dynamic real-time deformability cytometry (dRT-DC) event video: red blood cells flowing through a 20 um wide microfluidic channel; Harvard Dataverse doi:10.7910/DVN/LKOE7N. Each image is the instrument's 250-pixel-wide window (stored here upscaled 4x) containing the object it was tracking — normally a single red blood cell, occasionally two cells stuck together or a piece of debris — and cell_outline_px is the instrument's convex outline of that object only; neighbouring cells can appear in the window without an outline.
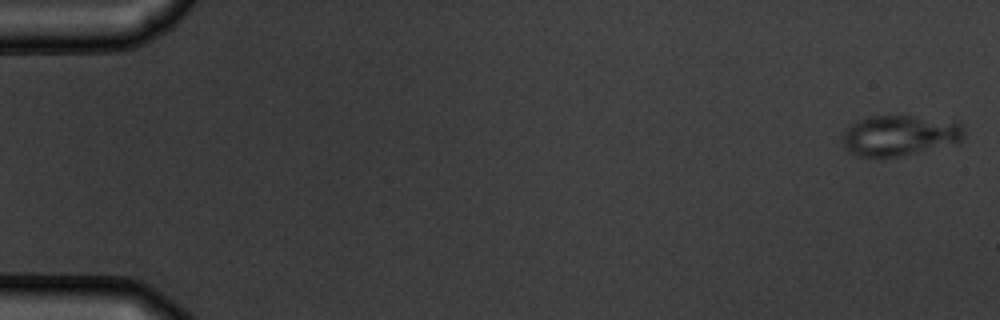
{"species": "common noctule bat (a hibernating species)", "species_latin": "Nyctalus noctula", "temperature_condition": "warm", "stored_images_in_passage": 6, "camera_frame_rate_fps": 3000, "um_per_image_px": 0.085, "animal": {"sex": "male", "body_mass_g": 19.5, "forearm_length_mm": 54.6}, "frame": {"image": 1, "passage_image": 1, "time_ms": 0.0, "image_size_px": [1000, 320], "cell_outline_px": [[964, 140], [956, 144], [896, 156], [856, 156], [848, 152], [844, 148], [844, 132], [856, 120], [868, 116], [908, 116], [960, 120], [964, 124]], "centroid_in_image_um": [76.56, 11.49], "position_along_channel_um": 8.4, "area_um2": 29.02}}
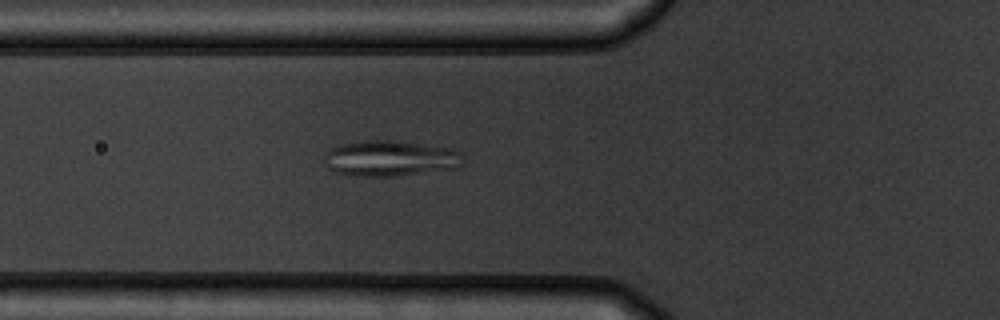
{"frame": {"image": 2, "passage_image": 6, "time_ms": 6.333, "image_size_px": [1000, 320], "cell_outline_px": [[464, 156], [460, 164], [456, 168], [396, 176], [356, 176], [336, 172], [328, 168], [324, 164], [324, 156], [328, 148], [340, 144], [368, 140], [400, 140], [456, 148]], "centroid_in_image_um": [33.17, 13.44], "position_along_channel_um": 92.6, "area_um2": 29.42}}